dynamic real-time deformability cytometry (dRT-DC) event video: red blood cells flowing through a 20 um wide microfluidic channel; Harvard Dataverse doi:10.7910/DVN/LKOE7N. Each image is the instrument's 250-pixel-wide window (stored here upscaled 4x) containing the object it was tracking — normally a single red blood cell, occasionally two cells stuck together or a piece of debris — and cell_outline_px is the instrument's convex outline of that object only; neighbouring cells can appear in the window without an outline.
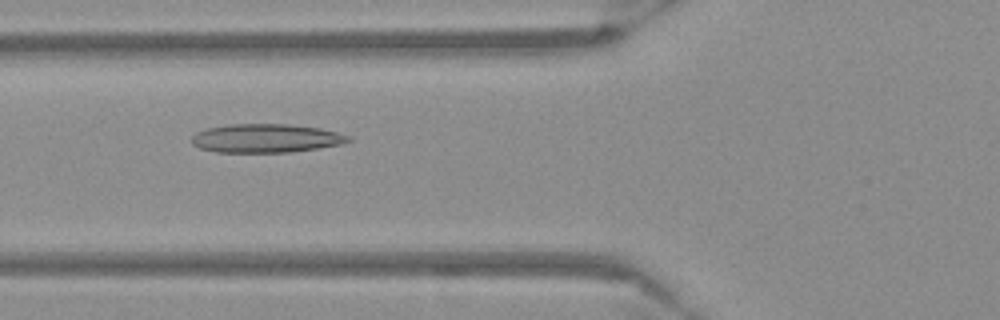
{"species": "Egyptian fruit bat (a non-hibernating species)", "species_latin": "Rousettus aegyptiacus", "temperature_condition": "warm", "stored_images_in_passage": 53, "camera_frame_rate_fps": 3000, "um_per_image_px": 0.085, "frame": {"image": 1, "passage_image": 20, "time_ms": 6.333, "image_size_px": [1000, 320], "cell_outline_px": [[352, 140], [340, 144], [316, 148], [288, 152], [216, 152], [200, 148], [192, 144], [192, 136], [196, 132], [208, 128], [228, 124], [288, 124], [320, 128], [352, 136]], "centroid_in_image_um": [22.6, 11.75], "position_along_channel_um": 103.2, "area_um2": 26.07}}
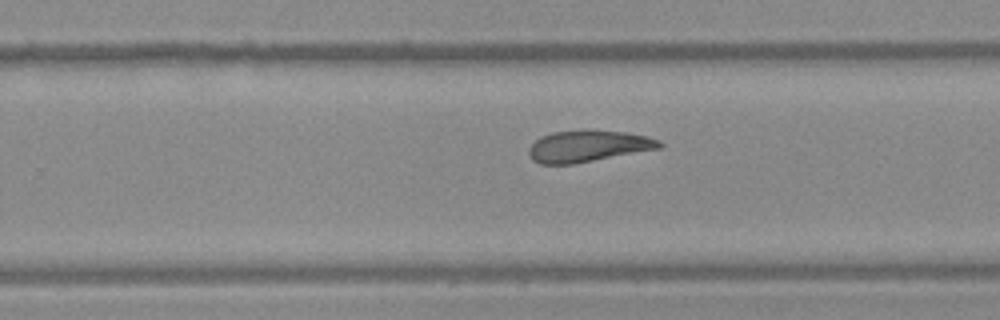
{"frame": {"image": 2, "passage_image": 34, "time_ms": 11.0, "image_size_px": [1000, 320], "cell_outline_px": [[664, 144], [660, 148], [572, 164], [540, 164], [532, 160], [528, 152], [528, 148], [540, 136], [552, 132], [584, 128], [592, 128], [624, 132], [648, 136], [660, 140]], "centroid_in_image_um": [49.97, 12.39], "position_along_channel_um": 279.8, "area_um2": 24.45}}
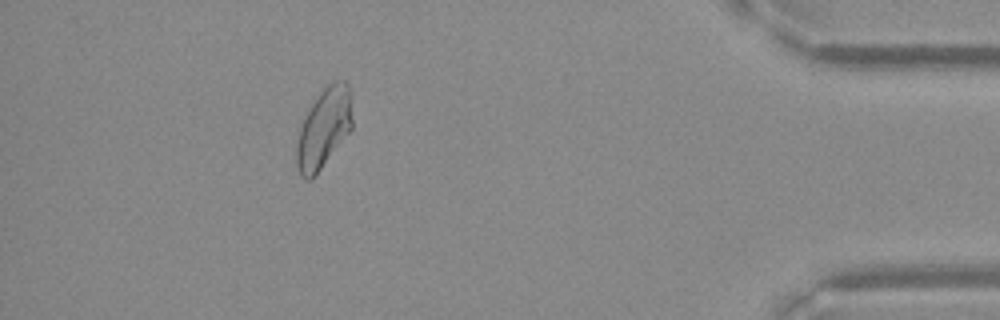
{"frame": {"image": 3, "passage_image": 48, "time_ms": 15.667, "image_size_px": [1000, 320], "cell_outline_px": [[352, 128], [312, 180], [304, 180], [300, 176], [296, 168], [296, 144], [300, 124], [304, 116], [320, 92], [328, 84], [336, 80], [348, 80], [352, 120]], "centroid_in_image_um": [27.49, 10.93], "position_along_channel_um": 407.7, "area_um2": 26.01}}